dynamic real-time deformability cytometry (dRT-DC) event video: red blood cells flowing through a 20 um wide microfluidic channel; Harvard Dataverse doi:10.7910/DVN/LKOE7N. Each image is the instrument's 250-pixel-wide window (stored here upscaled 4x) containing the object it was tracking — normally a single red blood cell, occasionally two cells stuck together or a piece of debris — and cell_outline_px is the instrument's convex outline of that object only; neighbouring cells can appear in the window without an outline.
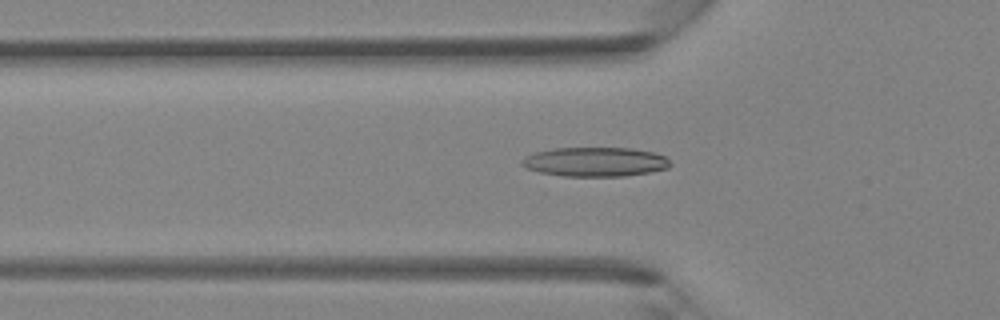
{"species": "Egyptian fruit bat (a non-hibernating species)", "species_latin": "Rousettus aegyptiacus", "temperature_condition": "room temperature", "stored_images_in_passage": 30, "camera_frame_rate_fps": 3000, "um_per_image_px": 0.085, "animal": {"sex": "female"}, "frame": {"image": 1, "passage_image": 2, "time_ms": 0.333, "image_size_px": [1000, 320], "cell_outline_px": [[672, 164], [668, 168], [648, 172], [624, 176], [564, 176], [540, 172], [524, 168], [520, 164], [520, 160], [524, 156], [536, 152], [552, 148], [632, 148], [652, 152], [664, 156]], "centroid_in_image_um": [50.54, 13.75], "position_along_channel_um": 75.3, "area_um2": 25.37}}
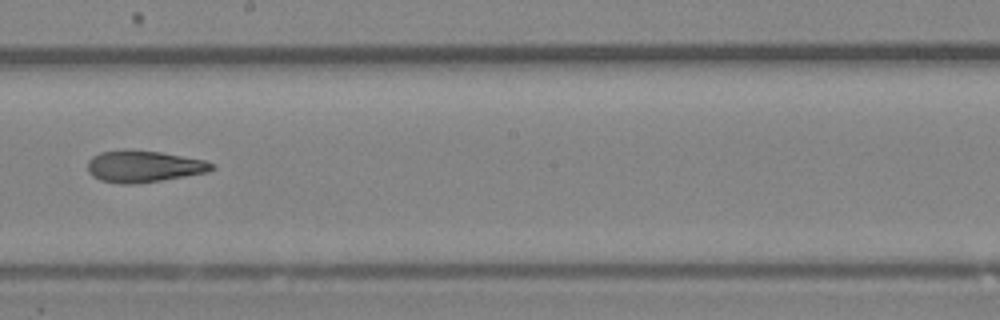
{"frame": {"image": 2, "passage_image": 12, "time_ms": 3.667, "image_size_px": [1000, 320], "cell_outline_px": [[216, 168], [208, 172], [136, 184], [120, 184], [100, 180], [92, 176], [88, 172], [88, 160], [92, 156], [100, 152], [124, 148], [132, 148], [160, 152], [204, 160], [216, 164]], "centroid_in_image_um": [12.19, 14.12], "position_along_channel_um": 236.0, "area_um2": 23.29}}
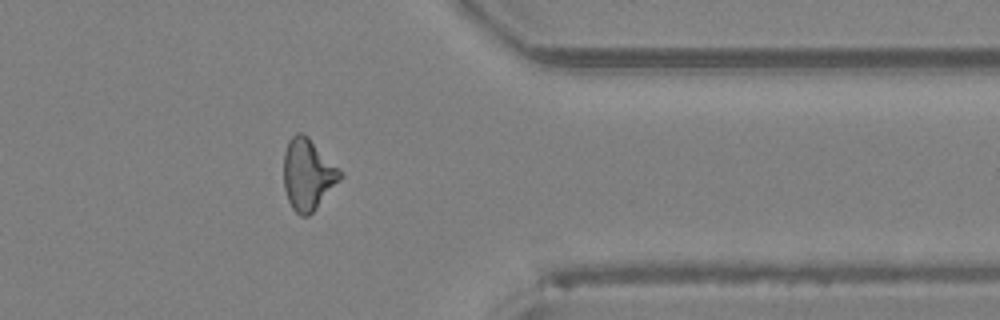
{"frame": {"image": 3, "passage_image": 22, "time_ms": 7.0, "image_size_px": [1000, 320], "cell_outline_px": [[344, 176], [316, 208], [308, 216], [300, 216], [292, 208], [288, 200], [284, 188], [284, 152], [288, 140], [296, 132], [304, 132], [344, 172]], "centroid_in_image_um": [26.18, 14.8], "position_along_channel_um": 385.2, "area_um2": 23.7}}